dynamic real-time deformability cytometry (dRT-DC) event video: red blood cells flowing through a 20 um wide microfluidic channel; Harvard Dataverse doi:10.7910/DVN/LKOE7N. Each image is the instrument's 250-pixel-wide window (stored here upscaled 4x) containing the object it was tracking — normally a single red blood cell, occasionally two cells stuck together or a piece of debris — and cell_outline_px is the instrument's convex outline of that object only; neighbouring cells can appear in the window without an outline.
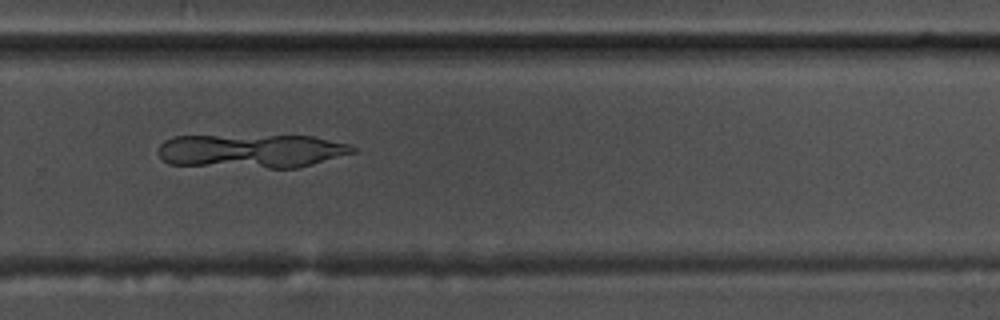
{"species": "common noctule bat (a hibernating species)", "species_latin": "Nyctalus noctula", "temperature_condition": "warm", "stored_images_in_passage": 42, "camera_frame_rate_fps": 3000, "um_per_image_px": 0.085, "animal": {"sex": "male", "body_mass_g": 17.5, "forearm_length_mm": 52.3}, "frame": {"image": 1, "passage_image": 24, "time_ms": 7.667, "image_size_px": [1000, 320], "cell_outline_px": [[356, 152], [312, 164], [296, 168], [268, 168], [168, 164], [156, 152], [160, 144], [164, 140], [176, 136], [312, 136], [352, 144], [356, 148]], "centroid_in_image_um": [21.38, 12.83], "position_along_channel_um": 308.4, "area_um2": 38.38}}